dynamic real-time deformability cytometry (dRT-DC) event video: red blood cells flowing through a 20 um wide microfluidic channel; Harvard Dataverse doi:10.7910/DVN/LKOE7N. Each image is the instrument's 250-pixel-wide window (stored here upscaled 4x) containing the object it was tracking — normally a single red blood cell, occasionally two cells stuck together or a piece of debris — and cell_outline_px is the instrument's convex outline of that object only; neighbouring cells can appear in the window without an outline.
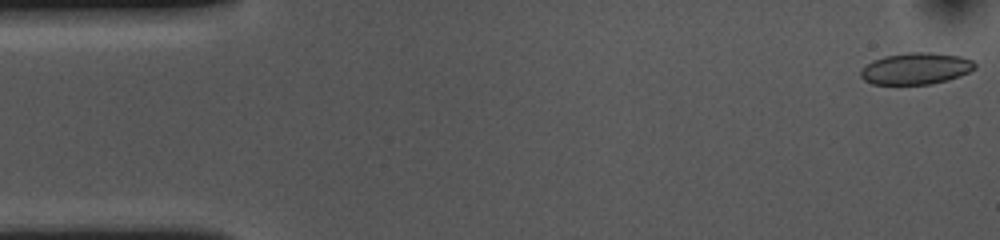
{"species": "common noctule bat (a hibernating species)", "species_latin": "Nyctalus noctula", "temperature_condition": "cold", "stored_images_in_passage": 54, "camera_frame_rate_fps": 3000, "um_per_image_px": 0.085, "animal": {"sex": "female", "body_mass_g": 10.0, "forearm_length_mm": 53.1}, "frame": {"image": 1, "passage_image": 1, "time_ms": 0.0, "image_size_px": [1000, 240], "cell_outline_px": [[976, 68], [960, 76], [948, 80], [928, 84], [872, 84], [864, 80], [860, 76], [860, 72], [872, 60], [884, 56], [912, 52], [932, 52], [960, 56], [972, 60], [976, 64]], "centroid_in_image_um": [77.87, 5.82], "position_along_channel_um": 7.1, "area_um2": 20.98}}
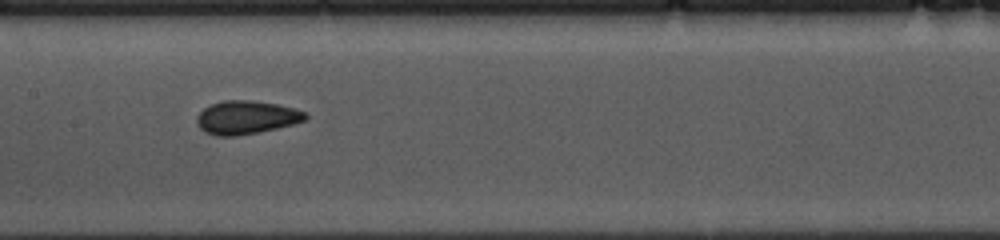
{"frame": {"image": 2, "passage_image": 25, "time_ms": 8.0, "image_size_px": [1000, 240], "cell_outline_px": [[308, 116], [304, 120], [292, 124], [260, 132], [236, 136], [216, 136], [204, 132], [196, 124], [196, 116], [204, 108], [212, 104], [224, 100], [252, 100], [276, 104], [308, 112]], "centroid_in_image_um": [20.91, 9.99], "position_along_channel_um": 186.5, "area_um2": 21.15}}
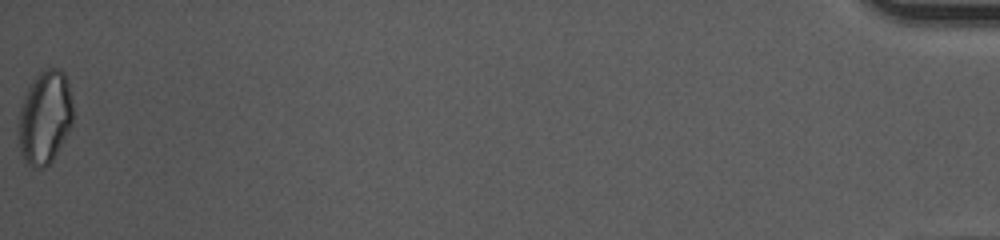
{"frame": {"image": 3, "passage_image": 54, "time_ms": 17.667, "image_size_px": [1000, 240], "cell_outline_px": [[72, 124], [68, 132], [52, 160], [44, 168], [32, 168], [24, 160], [20, 152], [16, 128], [20, 108], [24, 96], [32, 80], [40, 72], [48, 68], [60, 68], [64, 72], [68, 80], [72, 100]], "centroid_in_image_um": [3.79, 9.98], "position_along_channel_um": 431.4, "area_um2": 30.06}, "authors_computed_cell_mechanics": {"area_um2": 20.7213, "velocity_mm_per_s": 3.6333, "shape_relaxation_time_tau1_ms": 9.5682, "shape_relaxation_time_tau2_ms": 2.4711, "deformation_change_tau1": 0.1246, "deformation_change_tau2": 0.067}}